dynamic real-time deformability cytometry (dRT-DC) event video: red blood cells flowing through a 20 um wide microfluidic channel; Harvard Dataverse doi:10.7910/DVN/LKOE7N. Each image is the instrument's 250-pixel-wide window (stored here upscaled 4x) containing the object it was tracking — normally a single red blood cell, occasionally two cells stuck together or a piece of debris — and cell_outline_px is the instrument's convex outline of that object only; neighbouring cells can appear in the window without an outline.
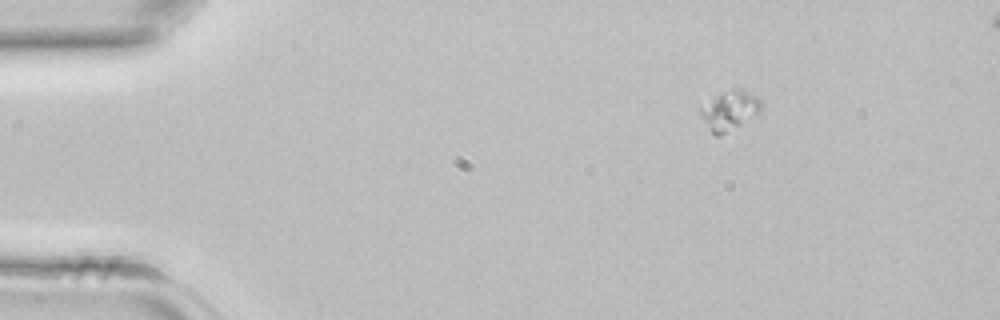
{"species": "common noctule bat (a hibernating species)", "species_latin": "Nyctalus noctula", "temperature_condition": "room temperature", "stored_images_in_passage": 38, "segment_of_instrument_passage": [1, 2], "camera_frame_rate_fps": 3000, "um_per_image_px": 0.085, "animal": {"sex": "female", "body_mass_g": 22.7, "forearm_length_mm": 54.2}, "frame": {"image": 1, "passage_image": 1, "time_ms": 0.0, "image_size_px": [1000, 320], "cell_outline_px": [[760, 108], [756, 112], [740, 124], [720, 136], [716, 136], [708, 128], [700, 112], [700, 108], [724, 92], [732, 88], [740, 88], [756, 96], [760, 100]], "centroid_in_image_um": [61.99, 9.38], "position_along_channel_um": 23.0, "area_um2": 13.01}}
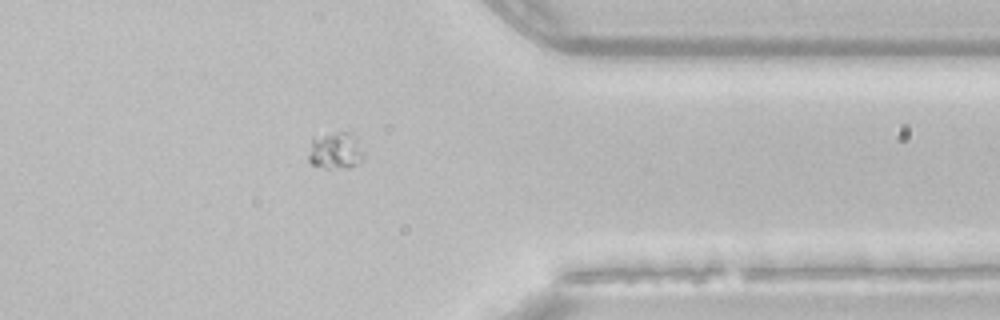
{"frame": {"image": 2, "passage_image": 29, "time_ms": 9.333, "image_size_px": [1000, 320], "cell_outline_px": [[364, 156], [356, 164], [348, 168], [324, 168], [312, 164], [308, 160], [308, 156], [312, 136], [336, 132], [348, 132], [364, 152]], "centroid_in_image_um": [28.45, 12.82], "position_along_channel_um": 383.0, "area_um2": 11.73}}
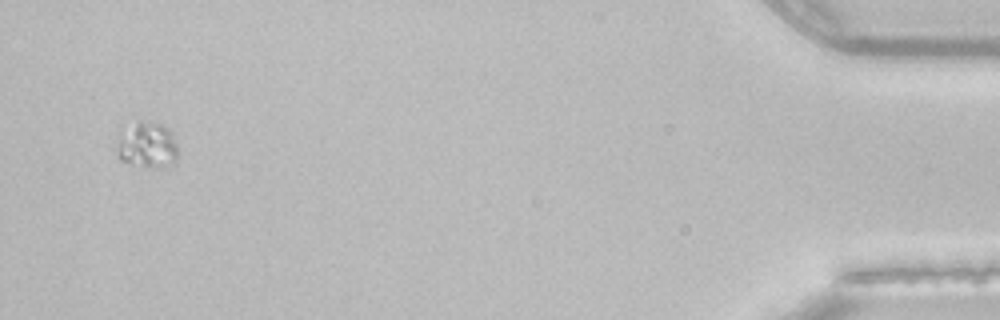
{"frame": {"image": 3, "passage_image": 36, "time_ms": 11.667, "image_size_px": [1000, 320], "cell_outline_px": [[180, 152], [176, 164], [156, 168], [132, 164], [120, 160], [116, 156], [116, 144], [120, 132], [140, 120], [160, 124], [168, 128], [172, 132]], "centroid_in_image_um": [12.54, 12.36], "position_along_channel_um": 422.7, "area_um2": 16.88}}